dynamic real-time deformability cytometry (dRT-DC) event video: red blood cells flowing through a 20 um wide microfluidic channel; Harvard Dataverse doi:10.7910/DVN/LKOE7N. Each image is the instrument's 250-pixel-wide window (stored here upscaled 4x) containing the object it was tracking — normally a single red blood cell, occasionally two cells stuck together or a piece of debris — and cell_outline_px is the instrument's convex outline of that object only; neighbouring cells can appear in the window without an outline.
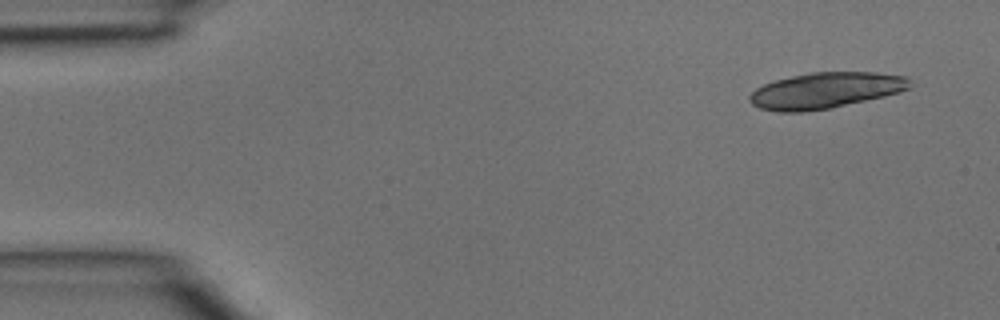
{"species": "common noctule bat (a hibernating species)", "species_latin": "Nyctalus noctula", "temperature_condition": "room temperature", "stored_images_in_passage": 4, "camera_frame_rate_fps": 3000, "um_per_image_px": 0.085, "animal": {"sex": "male", "body_mass_g": 15.6}, "frame": {"image": 1, "passage_image": 1, "time_ms": 0.0, "image_size_px": [1000, 320], "cell_outline_px": [[908, 88], [900, 92], [884, 96], [832, 108], [804, 112], [776, 112], [760, 108], [752, 104], [748, 100], [748, 96], [756, 88], [764, 84], [776, 80], [808, 72], [876, 72], [908, 76]], "centroid_in_image_um": [70.13, 7.69], "position_along_channel_um": 14.9, "area_um2": 33.64}}
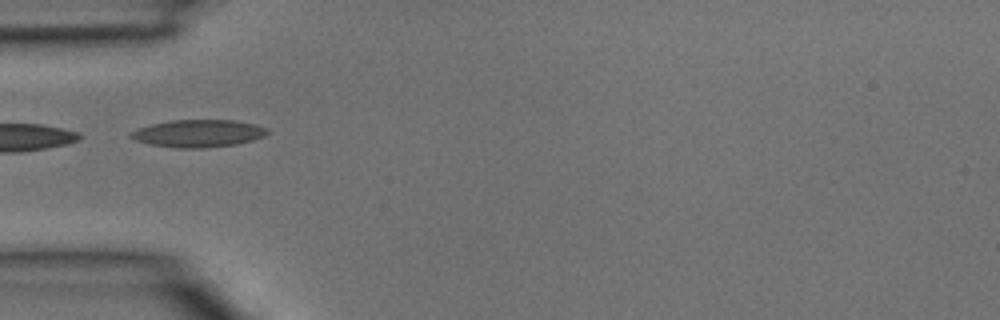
{"frame": {"image": 2, "passage_image": 4, "time_ms": 1.0, "image_size_px": [1000, 320], "cell_outline_px": [[268, 132], [264, 136], [252, 140], [236, 144], [200, 148], [176, 148], [152, 144], [136, 140], [128, 136], [128, 132], [136, 128], [152, 124], [172, 120], [236, 120], [256, 124], [268, 128]], "centroid_in_image_um": [16.84, 11.33], "position_along_channel_um": 68.2, "area_um2": 21.85}}